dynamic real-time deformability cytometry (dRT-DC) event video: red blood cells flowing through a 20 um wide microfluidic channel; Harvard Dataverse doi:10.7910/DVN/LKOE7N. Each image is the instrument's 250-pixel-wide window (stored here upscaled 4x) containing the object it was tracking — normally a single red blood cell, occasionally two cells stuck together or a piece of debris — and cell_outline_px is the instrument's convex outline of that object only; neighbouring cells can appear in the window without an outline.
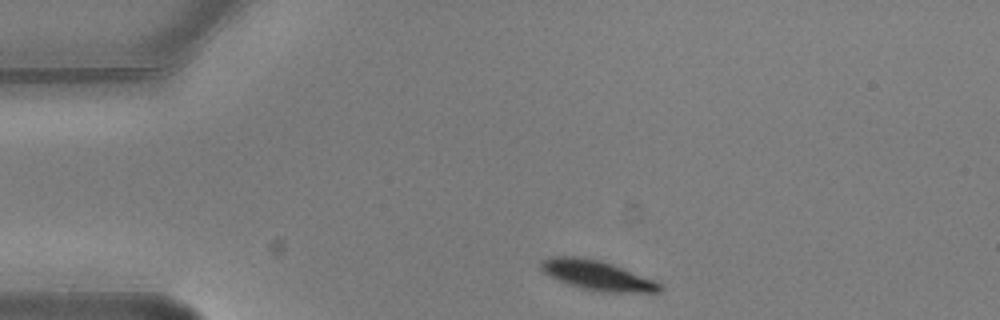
{"species": "common noctule bat (a hibernating species)", "species_latin": "Nyctalus noctula", "temperature_condition": "warm", "stored_images_in_passage": 3, "camera_frame_rate_fps": 3000, "um_per_image_px": 0.085, "animal": {"sex": "male", "body_mass_g": 20.5, "forearm_length_mm": 52.5}, "frame": {"image": 1, "passage_image": 1, "time_ms": 0.0, "image_size_px": [1000, 320], "cell_outline_px": [[664, 288], [660, 292], [604, 292], [580, 288], [568, 284], [548, 276], [540, 268], [540, 260], [548, 256], [576, 256], [600, 260], [612, 264], [656, 280]], "centroid_in_image_um": [50.74, 23.39], "position_along_channel_um": 34.3, "area_um2": 20.75}}
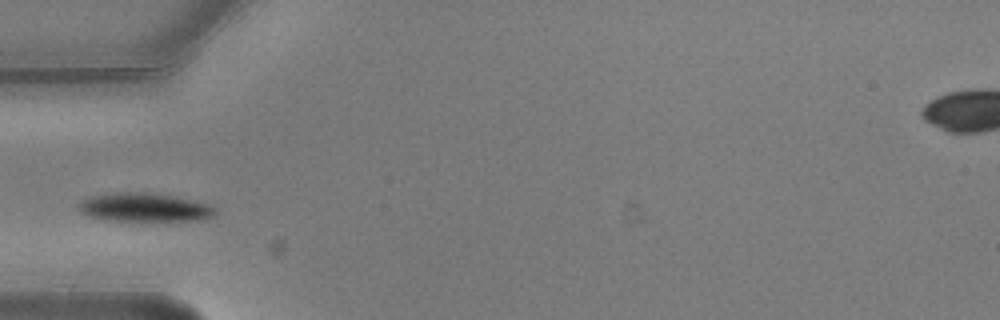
{"frame": {"image": 2, "passage_image": 3, "time_ms": 0.667, "image_size_px": [1000, 320], "cell_outline_px": [[216, 216], [204, 220], [156, 224], [144, 224], [104, 220], [88, 216], [80, 212], [76, 204], [92, 196], [116, 192], [148, 192], [172, 196], [208, 204], [216, 208]], "centroid_in_image_um": [12.32, 17.71], "position_along_channel_um": 72.7, "area_um2": 24.33}}